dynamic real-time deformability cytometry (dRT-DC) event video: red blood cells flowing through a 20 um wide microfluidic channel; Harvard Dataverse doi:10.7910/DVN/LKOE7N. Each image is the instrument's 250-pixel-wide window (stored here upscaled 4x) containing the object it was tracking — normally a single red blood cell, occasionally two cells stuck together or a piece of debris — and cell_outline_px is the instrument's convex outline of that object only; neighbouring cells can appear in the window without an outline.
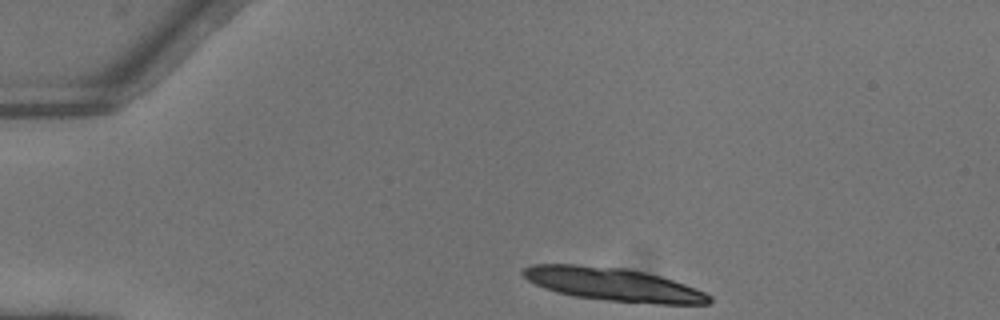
{"species": "common noctule bat (a hibernating species)", "species_latin": "Nyctalus noctula", "temperature_condition": "warm", "stored_images_in_passage": 42, "segment_of_instrument_passage": [1, 2], "camera_frame_rate_fps": 3000, "um_per_image_px": 0.085, "animal": {"sex": "female"}, "frame": {"image": 1, "passage_image": 1, "time_ms": 0.0, "image_size_px": [1000, 320], "cell_outline_px": [[712, 300], [708, 304], [656, 304], [608, 300], [572, 296], [556, 292], [544, 288], [528, 280], [520, 272], [524, 268], [532, 264], [576, 264], [624, 268], [644, 272], [660, 276], [696, 288], [712, 296]], "centroid_in_image_um": [52.12, 24.17], "position_along_channel_um": 32.9, "area_um2": 35.95}}